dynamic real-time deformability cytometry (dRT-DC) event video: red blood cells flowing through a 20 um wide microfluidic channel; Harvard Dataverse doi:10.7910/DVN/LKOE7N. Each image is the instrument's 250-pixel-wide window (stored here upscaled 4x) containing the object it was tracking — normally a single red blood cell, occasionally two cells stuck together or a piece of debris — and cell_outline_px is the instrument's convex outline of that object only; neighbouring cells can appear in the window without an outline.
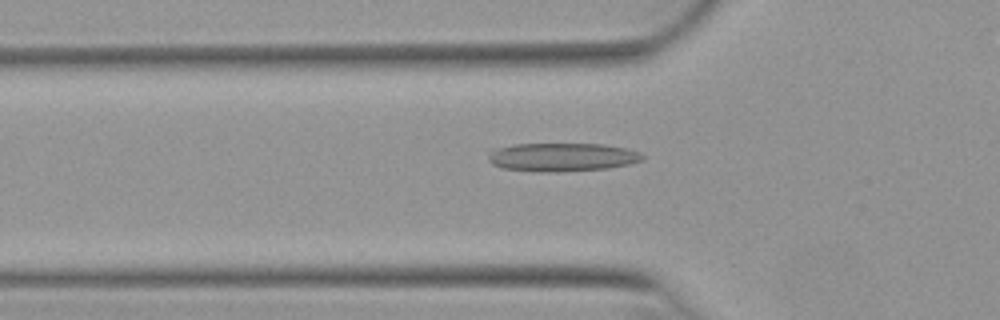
{"species": "Egyptian fruit bat (a non-hibernating species)", "species_latin": "Rousettus aegyptiacus", "temperature_condition": "warm", "stored_images_in_passage": 43, "camera_frame_rate_fps": 3000, "um_per_image_px": 0.085, "animal": {"sex": "female"}, "frame": {"image": 1, "passage_image": 9, "time_ms": 2.667, "image_size_px": [1000, 320], "cell_outline_px": [[644, 160], [628, 164], [608, 168], [556, 172], [536, 172], [500, 168], [492, 164], [488, 160], [488, 152], [492, 148], [512, 144], [600, 144], [624, 148], [640, 152], [644, 156]], "centroid_in_image_um": [47.7, 13.36], "position_along_channel_um": 78.1, "area_um2": 25.84}}
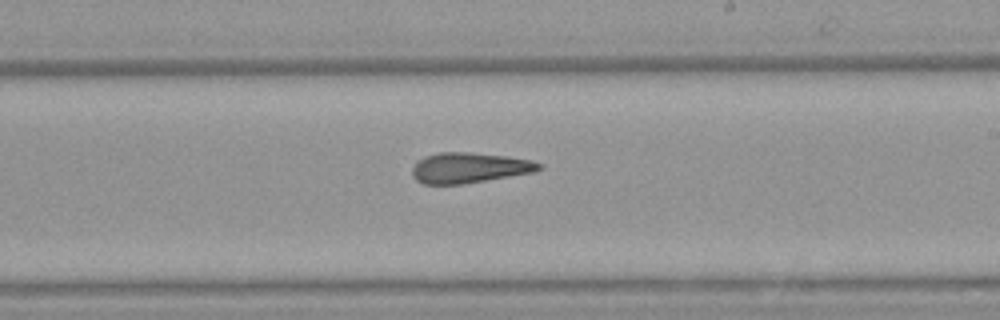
{"frame": {"image": 2, "passage_image": 22, "time_ms": 7.0, "image_size_px": [1000, 320], "cell_outline_px": [[544, 168], [536, 172], [464, 184], [424, 184], [416, 180], [412, 176], [412, 168], [416, 160], [424, 156], [440, 152], [468, 152], [508, 156], [532, 160], [544, 164]], "centroid_in_image_um": [39.92, 14.26], "position_along_channel_um": 249.1, "area_um2": 22.89}}
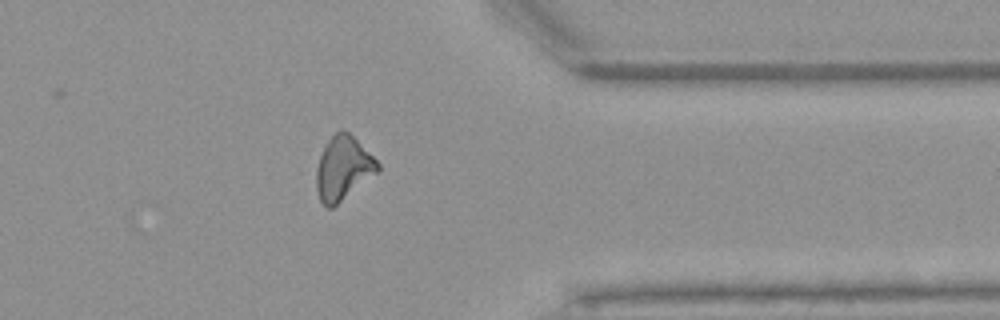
{"frame": {"image": 3, "passage_image": 33, "time_ms": 10.667, "image_size_px": [1000, 320], "cell_outline_px": [[380, 172], [332, 208], [324, 208], [320, 200], [316, 188], [316, 168], [320, 156], [328, 140], [340, 128], [348, 132], [380, 164]], "centroid_in_image_um": [29.16, 14.34], "position_along_channel_um": 382.2, "area_um2": 22.83}, "authors_computed_cell_mechanics": {"area_um2": 22.8888, "velocity_mm_per_s": 3.9456, "shape_relaxation_time_tau1_ms": null, "shape_relaxation_time_tau2_ms": 2.6014, "deformation_change_tau1": null, "deformation_change_tau2": 0.1276}}